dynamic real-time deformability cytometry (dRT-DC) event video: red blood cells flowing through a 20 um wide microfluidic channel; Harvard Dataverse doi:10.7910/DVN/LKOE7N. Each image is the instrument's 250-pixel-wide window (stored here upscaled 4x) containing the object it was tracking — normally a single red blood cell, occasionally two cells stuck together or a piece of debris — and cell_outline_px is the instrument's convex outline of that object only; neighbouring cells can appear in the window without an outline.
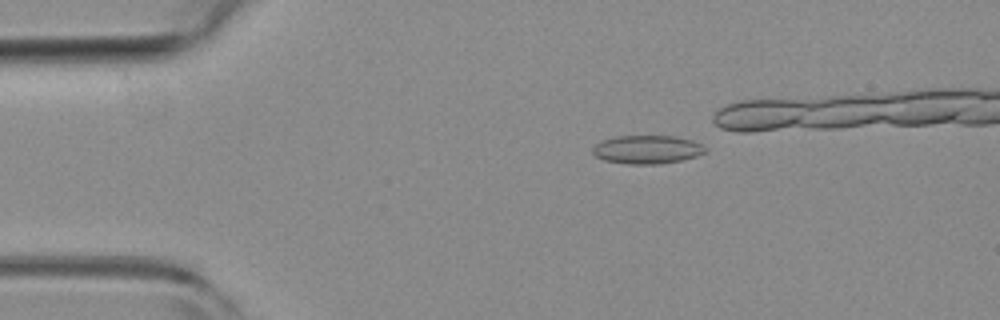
{"species": "common noctule bat (a hibernating species)", "species_latin": "Nyctalus noctula", "temperature_condition": "room temperature", "stored_images_in_passage": 3, "camera_frame_rate_fps": 3000, "um_per_image_px": 0.085, "animal": {"sex": "female", "body_mass_g": 19.3, "forearm_length_mm": 54.1}, "frame": {"image": 1, "passage_image": 1, "time_ms": 0.0, "image_size_px": [1000, 320], "cell_outline_px": [[708, 152], [696, 156], [680, 160], [660, 164], [628, 164], [604, 160], [596, 156], [592, 152], [592, 148], [596, 144], [604, 140], [616, 136], [676, 136], [692, 140], [708, 148]], "centroid_in_image_um": [55.04, 12.71], "position_along_channel_um": 30.0, "area_um2": 18.67}}